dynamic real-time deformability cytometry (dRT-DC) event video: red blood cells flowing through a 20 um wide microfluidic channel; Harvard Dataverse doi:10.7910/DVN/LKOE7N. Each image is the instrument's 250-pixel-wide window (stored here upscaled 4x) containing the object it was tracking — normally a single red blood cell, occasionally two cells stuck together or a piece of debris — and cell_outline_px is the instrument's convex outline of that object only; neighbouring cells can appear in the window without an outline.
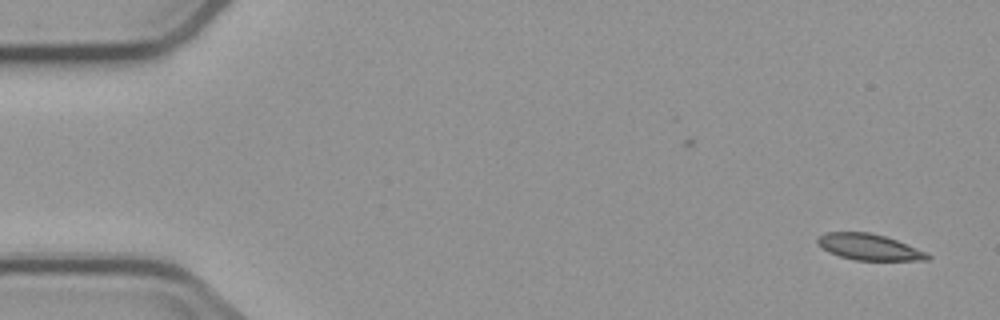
{"species": "common noctule bat (a hibernating species)", "species_latin": "Nyctalus noctula", "temperature_condition": "cold", "stored_images_in_passage": 2, "camera_frame_rate_fps": 3000, "um_per_image_px": 0.085, "animal": {"sex": "male", "body_mass_g": 23.1, "forearm_length_mm": 52.7}, "frame": {"image": 1, "passage_image": 2, "time_ms": 1.333, "image_size_px": [1000, 320], "cell_outline_px": [[932, 256], [928, 260], [856, 260], [840, 256], [828, 252], [816, 240], [816, 236], [824, 232], [868, 232], [884, 236], [896, 240], [928, 252]], "centroid_in_image_um": [73.88, 20.99], "position_along_channel_um": 11.1, "area_um2": 16.7}}